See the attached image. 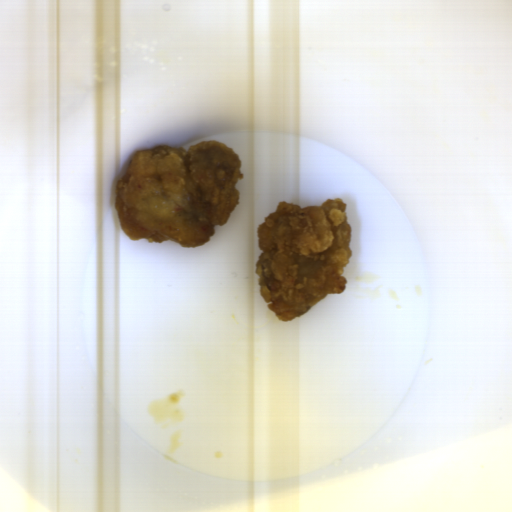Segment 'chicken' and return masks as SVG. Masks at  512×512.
I'll list each match as a JSON object with an SVG mask.
<instances>
[{
    "instance_id": "1",
    "label": "chicken",
    "mask_w": 512,
    "mask_h": 512,
    "mask_svg": "<svg viewBox=\"0 0 512 512\" xmlns=\"http://www.w3.org/2000/svg\"><path fill=\"white\" fill-rule=\"evenodd\" d=\"M241 180V157L220 141L139 150L116 183L120 227L133 241L205 245L237 208Z\"/></svg>"
},
{
    "instance_id": "2",
    "label": "chicken",
    "mask_w": 512,
    "mask_h": 512,
    "mask_svg": "<svg viewBox=\"0 0 512 512\" xmlns=\"http://www.w3.org/2000/svg\"><path fill=\"white\" fill-rule=\"evenodd\" d=\"M256 237L258 292L278 320L290 322L345 290L353 253L341 197L308 207L280 202L257 225Z\"/></svg>"
}]
</instances>
